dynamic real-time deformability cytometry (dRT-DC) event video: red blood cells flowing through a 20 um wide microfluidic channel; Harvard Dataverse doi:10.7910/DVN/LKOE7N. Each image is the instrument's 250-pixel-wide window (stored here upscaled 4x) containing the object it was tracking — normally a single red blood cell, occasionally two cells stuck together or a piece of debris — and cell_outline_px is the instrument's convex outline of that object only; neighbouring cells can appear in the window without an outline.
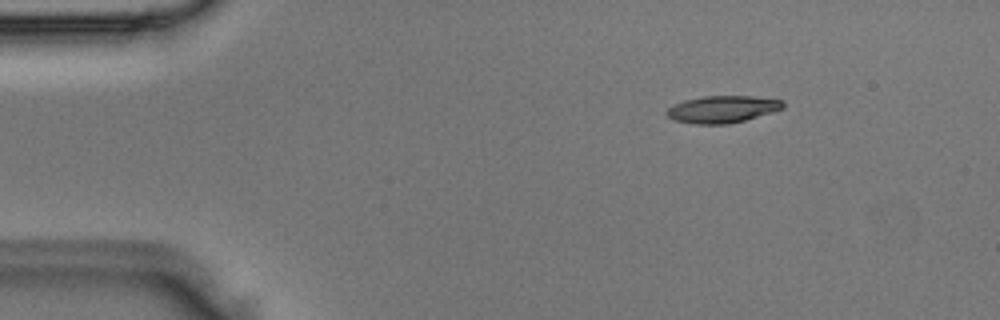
{"species": "Egyptian fruit bat (a non-hibernating species)", "species_latin": "Rousettus aegyptiacus", "temperature_condition": "room temperature", "stored_images_in_passage": 3, "camera_frame_rate_fps": 3000, "um_per_image_px": 0.085, "animal": {"sex": "male"}, "frame": {"image": 1, "passage_image": 1, "time_ms": 0.0, "image_size_px": [1000, 320], "cell_outline_px": [[784, 108], [744, 120], [728, 124], [692, 124], [672, 120], [664, 112], [672, 104], [684, 100], [704, 96], [752, 96], [784, 100]], "centroid_in_image_um": [61.35, 9.28], "position_along_channel_um": 23.6, "area_um2": 18.44}}